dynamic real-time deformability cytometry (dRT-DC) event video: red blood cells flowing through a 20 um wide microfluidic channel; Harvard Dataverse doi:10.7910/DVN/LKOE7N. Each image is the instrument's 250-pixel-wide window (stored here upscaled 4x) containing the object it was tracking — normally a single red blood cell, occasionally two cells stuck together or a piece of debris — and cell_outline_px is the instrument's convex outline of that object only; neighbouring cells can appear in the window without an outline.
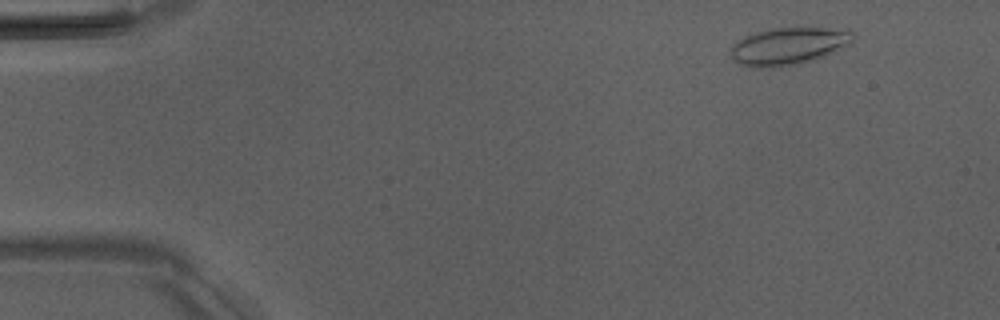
{"species": "Egyptian fruit bat (a non-hibernating species)", "species_latin": "Rousettus aegyptiacus", "temperature_condition": "room temperature", "stored_images_in_passage": 5, "camera_frame_rate_fps": 3000, "um_per_image_px": 0.085, "animal": {"sex": "male"}, "frame": {"image": 1, "passage_image": 2, "time_ms": 1.333, "image_size_px": [1000, 320], "cell_outline_px": [[856, 36], [848, 44], [816, 60], [776, 68], [752, 68], [740, 64], [732, 60], [732, 48], [740, 40], [756, 32], [772, 28], [808, 24], [848, 28]], "centroid_in_image_um": [67.13, 3.86], "position_along_channel_um": 17.9, "area_um2": 27.63}}